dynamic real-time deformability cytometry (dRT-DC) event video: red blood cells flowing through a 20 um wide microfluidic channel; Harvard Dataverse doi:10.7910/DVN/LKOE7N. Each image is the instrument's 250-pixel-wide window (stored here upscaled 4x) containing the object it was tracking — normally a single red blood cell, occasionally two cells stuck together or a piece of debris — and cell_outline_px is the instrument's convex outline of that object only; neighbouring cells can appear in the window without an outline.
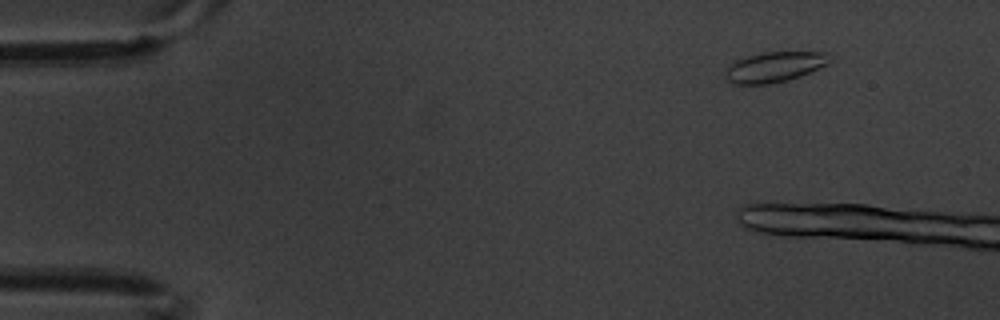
{"species": "common noctule bat (a hibernating species)", "species_latin": "Nyctalus noctula", "temperature_condition": "warm", "stored_images_in_passage": 5, "camera_frame_rate_fps": 3000, "um_per_image_px": 0.085, "animal": {"sex": "male", "body_mass_g": 20.1, "forearm_length_mm": 53.5}, "frame": {"image": 1, "passage_image": 2, "time_ms": 0.333, "image_size_px": [1000, 320], "cell_outline_px": [[836, 56], [828, 64], [812, 72], [788, 80], [768, 84], [732, 84], [728, 80], [724, 72], [736, 60], [748, 56], [764, 52], [828, 52]], "centroid_in_image_um": [65.93, 5.68], "position_along_channel_um": 19.1, "area_um2": 18.61}}